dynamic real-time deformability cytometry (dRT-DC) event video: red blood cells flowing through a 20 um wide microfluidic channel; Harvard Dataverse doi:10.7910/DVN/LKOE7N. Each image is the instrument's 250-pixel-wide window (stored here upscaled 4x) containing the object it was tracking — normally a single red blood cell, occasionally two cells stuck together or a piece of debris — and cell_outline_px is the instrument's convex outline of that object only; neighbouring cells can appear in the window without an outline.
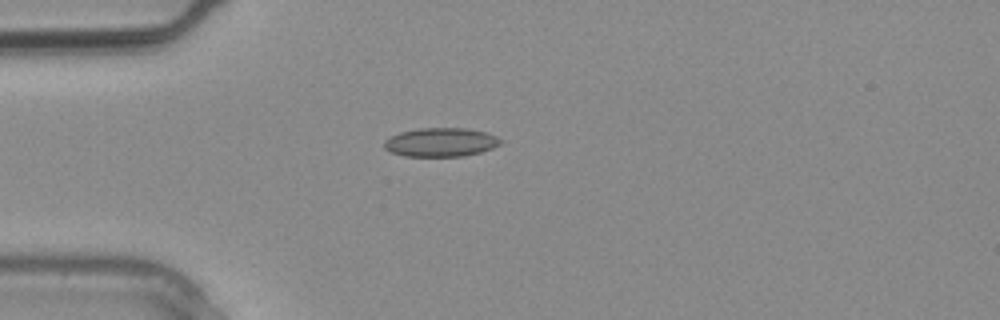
{"species": "common noctule bat (a hibernating species)", "species_latin": "Nyctalus noctula", "temperature_condition": "warm", "stored_images_in_passage": 1, "camera_frame_rate_fps": 3000, "um_per_image_px": 0.085, "animal": {"sex": "male", "body_mass_g": 20.4}, "frame": {"image": 1, "passage_image": 1, "time_ms": 0.0, "image_size_px": [1000, 320], "cell_outline_px": [[504, 140], [500, 144], [492, 148], [480, 152], [464, 156], [404, 156], [392, 152], [384, 148], [384, 140], [400, 132], [416, 128], [464, 128], [484, 132], [496, 136]], "centroid_in_image_um": [37.46, 12.09], "position_along_channel_um": 47.5, "area_um2": 19.48}}